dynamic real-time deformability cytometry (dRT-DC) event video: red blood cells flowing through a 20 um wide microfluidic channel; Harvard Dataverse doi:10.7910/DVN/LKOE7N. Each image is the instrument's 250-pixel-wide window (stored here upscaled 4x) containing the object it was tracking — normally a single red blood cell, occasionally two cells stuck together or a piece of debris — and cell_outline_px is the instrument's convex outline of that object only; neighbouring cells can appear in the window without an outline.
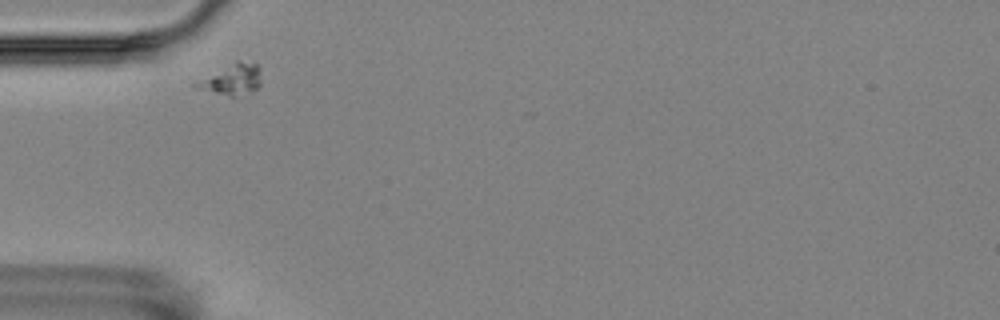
{"species": "Egyptian fruit bat (a non-hibernating species)", "species_latin": "Rousettus aegyptiacus", "temperature_condition": "room temperature", "stored_images_in_passage": 10, "camera_frame_rate_fps": 3000, "um_per_image_px": 0.085, "animal": {"sex": "female"}, "frame": {"image": 1, "passage_image": 1, "time_ms": 0.0, "image_size_px": [1000, 320], "cell_outline_px": [[260, 84], [252, 92], [236, 96], [232, 96], [192, 88], [192, 84], [236, 60], [240, 60], [256, 64], [260, 68]], "centroid_in_image_um": [19.7, 6.75], "position_along_channel_um": 65.3, "area_um2": 11.62}}
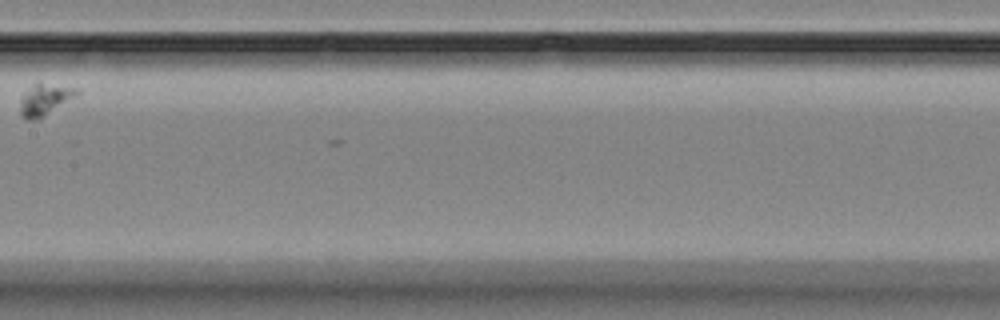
{"frame": {"image": 2, "passage_image": 5, "time_ms": 4.667, "image_size_px": [1000, 320], "cell_outline_px": [[80, 92], [76, 96], [36, 120], [28, 120], [20, 112], [20, 100], [36, 80], [40, 80], [80, 88]], "centroid_in_image_um": [3.85, 8.38], "position_along_channel_um": 203.5, "area_um2": 10.58}}
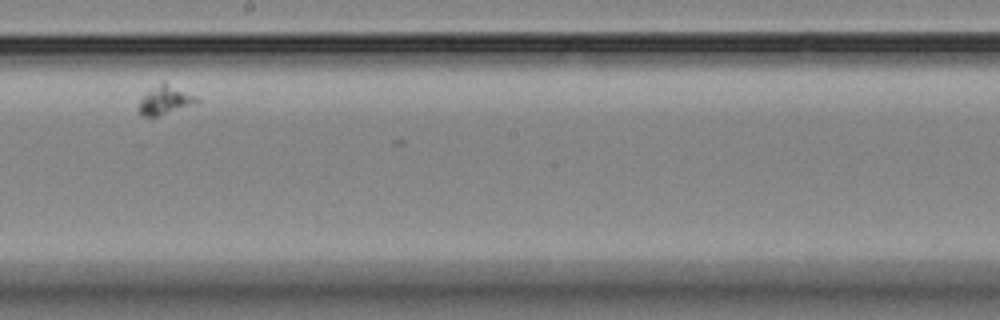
{"frame": {"image": 3, "passage_image": 6, "time_ms": 5.667, "image_size_px": [1000, 320], "cell_outline_px": [[200, 104], [152, 120], [148, 120], [140, 116], [136, 108], [140, 100], [148, 92], [164, 80], [196, 96], [200, 100]], "centroid_in_image_um": [14.05, 8.61], "position_along_channel_um": 234.1, "area_um2": 10.69}}